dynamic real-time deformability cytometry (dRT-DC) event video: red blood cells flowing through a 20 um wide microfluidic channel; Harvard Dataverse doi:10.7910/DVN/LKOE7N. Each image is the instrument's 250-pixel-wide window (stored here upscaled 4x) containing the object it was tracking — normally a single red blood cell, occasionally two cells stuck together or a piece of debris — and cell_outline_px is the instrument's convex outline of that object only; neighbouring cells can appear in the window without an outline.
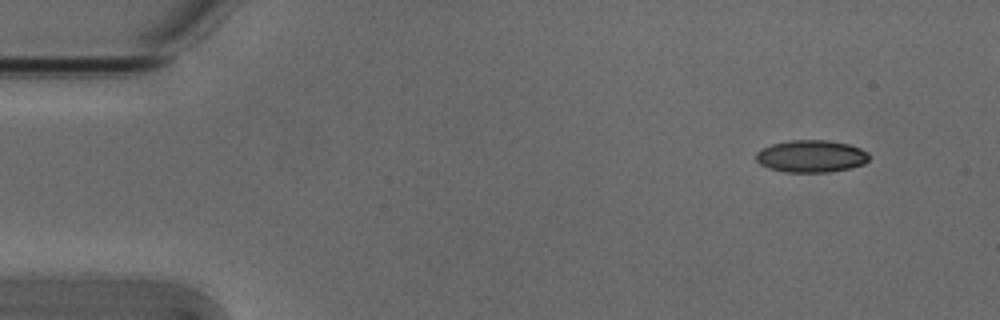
{"species": "Egyptian fruit bat (a non-hibernating species)", "species_latin": "Rousettus aegyptiacus", "temperature_condition": "cold", "stored_images_in_passage": 4, "camera_frame_rate_fps": 3000, "um_per_image_px": 0.085, "animal": {"sex": "male"}, "frame": {"image": 1, "passage_image": 1, "time_ms": 0.0, "image_size_px": [1000, 320], "cell_outline_px": [[868, 160], [864, 164], [852, 168], [828, 172], [784, 172], [768, 168], [760, 164], [756, 160], [756, 152], [760, 148], [772, 144], [788, 140], [828, 140], [848, 144], [860, 148], [868, 152]], "centroid_in_image_um": [68.93, 13.28], "position_along_channel_um": 16.1, "area_um2": 21.44}}
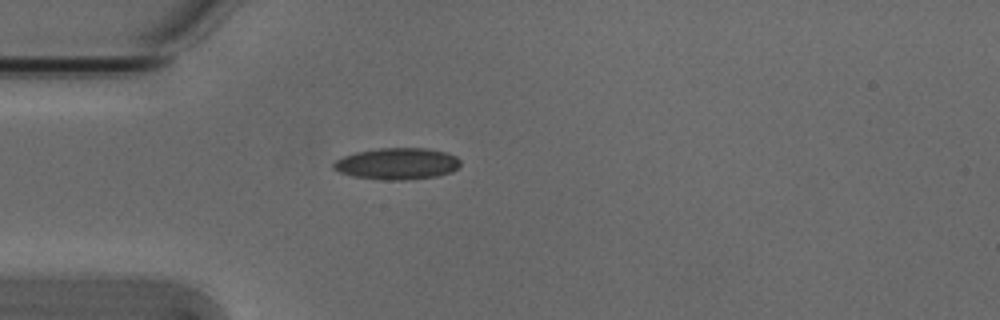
{"frame": {"image": 2, "passage_image": 4, "time_ms": 1.0, "image_size_px": [1000, 320], "cell_outline_px": [[460, 164], [452, 172], [440, 176], [404, 180], [380, 180], [352, 176], [340, 172], [332, 168], [332, 164], [336, 160], [344, 156], [356, 152], [380, 148], [424, 148], [444, 152], [456, 156], [460, 160]], "centroid_in_image_um": [33.75, 13.92], "position_along_channel_um": 51.2, "area_um2": 23.41}}